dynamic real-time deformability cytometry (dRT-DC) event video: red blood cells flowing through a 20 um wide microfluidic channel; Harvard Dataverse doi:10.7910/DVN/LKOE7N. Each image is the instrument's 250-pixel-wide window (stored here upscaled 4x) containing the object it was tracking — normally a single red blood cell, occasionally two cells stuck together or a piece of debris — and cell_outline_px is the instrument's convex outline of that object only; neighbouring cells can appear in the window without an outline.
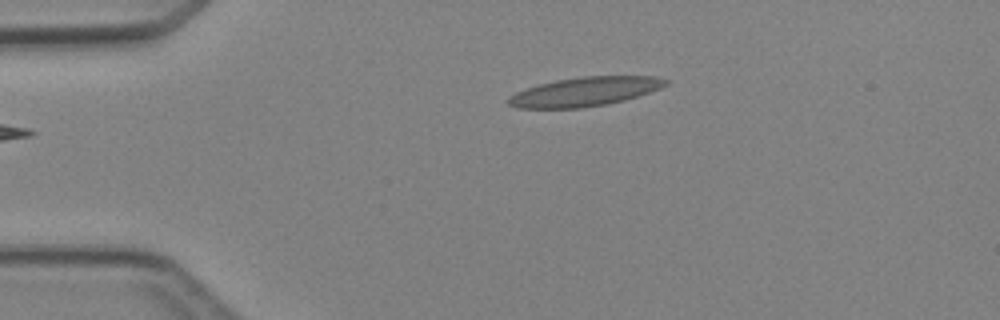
{"species": "Egyptian fruit bat (a non-hibernating species)", "species_latin": "Rousettus aegyptiacus", "temperature_condition": "cold", "stored_images_in_passage": 3, "camera_frame_rate_fps": 3000, "um_per_image_px": 0.085, "animal": {"sex": "female"}, "frame": {"image": 1, "passage_image": 3, "time_ms": 2.333, "image_size_px": [1000, 320], "cell_outline_px": [[668, 84], [660, 88], [624, 100], [608, 104], [580, 108], [516, 108], [508, 104], [508, 96], [516, 92], [540, 84], [556, 80], [580, 76], [656, 76], [668, 80]], "centroid_in_image_um": [49.7, 7.79], "position_along_channel_um": 35.3, "area_um2": 26.53}}